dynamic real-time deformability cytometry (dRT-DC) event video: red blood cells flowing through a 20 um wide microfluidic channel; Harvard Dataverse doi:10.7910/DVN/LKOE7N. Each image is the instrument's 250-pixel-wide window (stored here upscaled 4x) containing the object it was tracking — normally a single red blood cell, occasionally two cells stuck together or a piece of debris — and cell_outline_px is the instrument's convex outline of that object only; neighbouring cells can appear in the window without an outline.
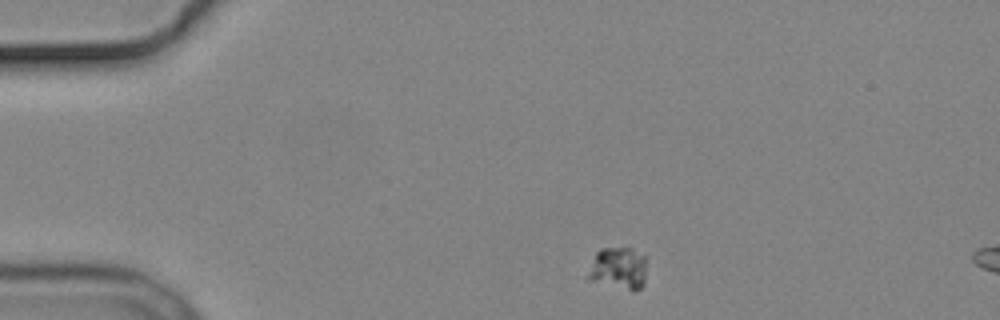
{"species": "common noctule bat (a hibernating species)", "species_latin": "Nyctalus noctula", "temperature_condition": "cold", "stored_images_in_passage": 3, "camera_frame_rate_fps": 3000, "um_per_image_px": 0.085, "animal": {"sex": "male", "body_mass_g": 19.2, "forearm_length_mm": 51.8}, "frame": {"image": 1, "passage_image": 1, "time_ms": 0.0, "image_size_px": [1000, 320], "cell_outline_px": [[644, 284], [640, 288], [632, 292], [588, 280], [588, 276], [596, 252], [600, 248], [632, 248], [644, 256]], "centroid_in_image_um": [52.56, 22.83], "position_along_channel_um": 32.4, "area_um2": 14.28}}